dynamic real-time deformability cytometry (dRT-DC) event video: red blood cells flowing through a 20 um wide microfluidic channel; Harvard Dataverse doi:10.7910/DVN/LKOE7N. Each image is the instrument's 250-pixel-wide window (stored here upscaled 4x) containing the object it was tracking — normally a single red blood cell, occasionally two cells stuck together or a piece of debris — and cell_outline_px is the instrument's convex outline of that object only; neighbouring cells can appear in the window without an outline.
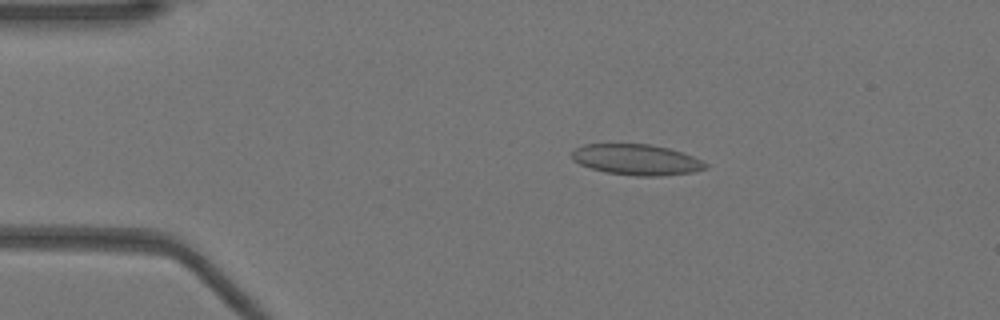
{"species": "Egyptian fruit bat (a non-hibernating species)", "species_latin": "Rousettus aegyptiacus", "temperature_condition": "warm", "stored_images_in_passage": 48, "camera_frame_rate_fps": 3000, "um_per_image_px": 0.085, "animal": {"sex": "female"}, "frame": {"image": 1, "passage_image": 7, "time_ms": 2.0, "image_size_px": [1000, 320], "cell_outline_px": [[708, 168], [692, 172], [660, 176], [636, 176], [604, 172], [580, 164], [572, 160], [572, 152], [576, 148], [584, 144], [652, 144], [668, 148], [692, 156], [708, 164]], "centroid_in_image_um": [54.1, 13.57], "position_along_channel_um": 30.9, "area_um2": 23.87}}
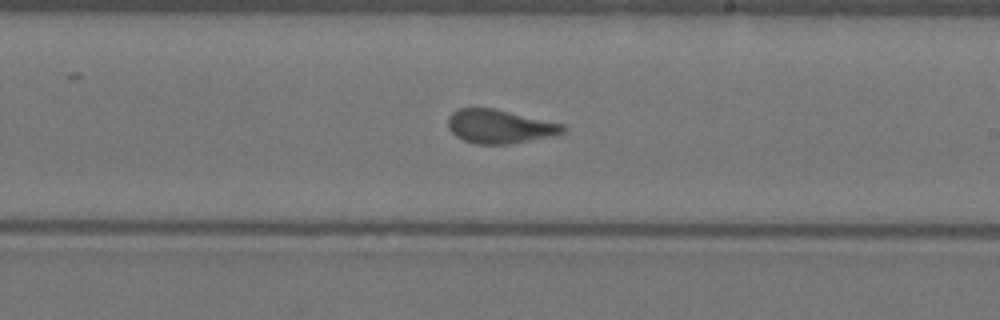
{"frame": {"image": 2, "passage_image": 27, "time_ms": 8.667, "image_size_px": [1000, 320], "cell_outline_px": [[568, 128], [564, 132], [552, 136], [508, 144], [476, 144], [464, 140], [456, 136], [448, 128], [448, 116], [452, 112], [460, 108], [496, 108], [564, 124]], "centroid_in_image_um": [42.48, 10.74], "position_along_channel_um": 246.5, "area_um2": 22.72}}
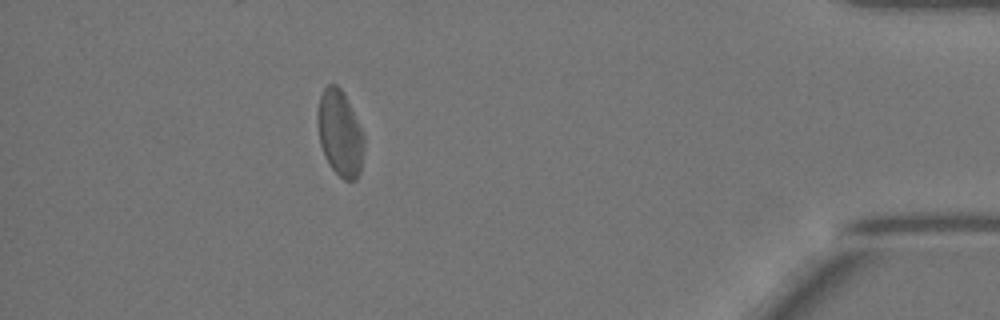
{"frame": {"image": 3, "passage_image": 43, "time_ms": 14.0, "image_size_px": [1000, 320], "cell_outline_px": [[364, 148], [360, 172], [356, 180], [344, 180], [328, 164], [320, 144], [316, 124], [316, 112], [320, 96], [324, 88], [328, 84], [336, 84], [344, 92], [360, 128], [364, 140]], "centroid_in_image_um": [28.86, 11.32], "position_along_channel_um": 406.3, "area_um2": 23.29}, "authors_computed_cell_mechanics": {"area_um2": 23.5246, "velocity_mm_per_s": 3.9531, "shape_relaxation_time_tau1_ms": null, "shape_relaxation_time_tau2_ms": 0.8014, "deformation_change_tau1": null, "deformation_change_tau2": 0.0725}}